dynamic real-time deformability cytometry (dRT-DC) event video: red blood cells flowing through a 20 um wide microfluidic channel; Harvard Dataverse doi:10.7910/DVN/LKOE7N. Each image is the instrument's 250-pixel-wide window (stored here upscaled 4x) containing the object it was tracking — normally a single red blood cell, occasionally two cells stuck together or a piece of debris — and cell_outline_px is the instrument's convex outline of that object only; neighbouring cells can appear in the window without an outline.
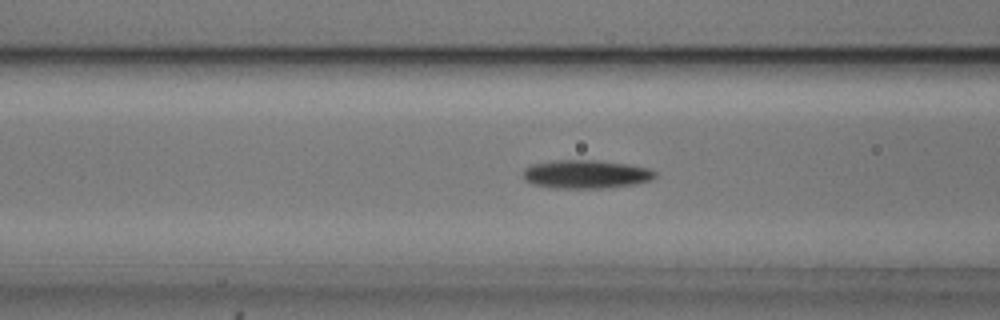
{"species": "common noctule bat (a hibernating species)", "species_latin": "Nyctalus noctula", "temperature_condition": "cold", "stored_images_in_passage": 54, "camera_frame_rate_fps": 3000, "um_per_image_px": 0.085, "animal": {"sex": "male", "body_mass_g": 20.5, "forearm_length_mm": 52.5}, "frame": {"image": 1, "passage_image": 21, "time_ms": 6.667, "image_size_px": [1000, 320], "cell_outline_px": [[656, 176], [652, 180], [636, 184], [604, 188], [552, 188], [532, 184], [524, 180], [524, 168], [528, 164], [556, 160], [596, 160], [628, 164], [648, 168], [656, 172]], "centroid_in_image_um": [49.78, 14.81], "position_along_channel_um": 116.8, "area_um2": 22.14}}
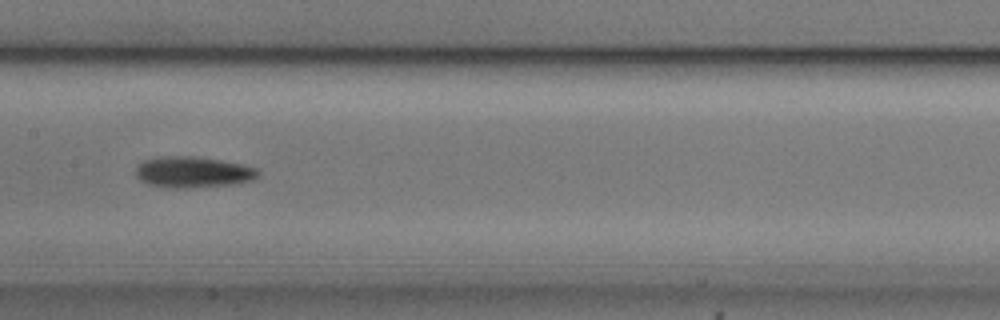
{"frame": {"image": 2, "passage_image": 27, "time_ms": 8.667, "image_size_px": [1000, 320], "cell_outline_px": [[260, 172], [252, 180], [236, 184], [192, 188], [168, 188], [148, 184], [140, 180], [136, 176], [136, 164], [152, 156], [200, 156], [240, 164], [256, 168]], "centroid_in_image_um": [16.34, 14.62], "position_along_channel_um": 191.1, "area_um2": 22.54}}
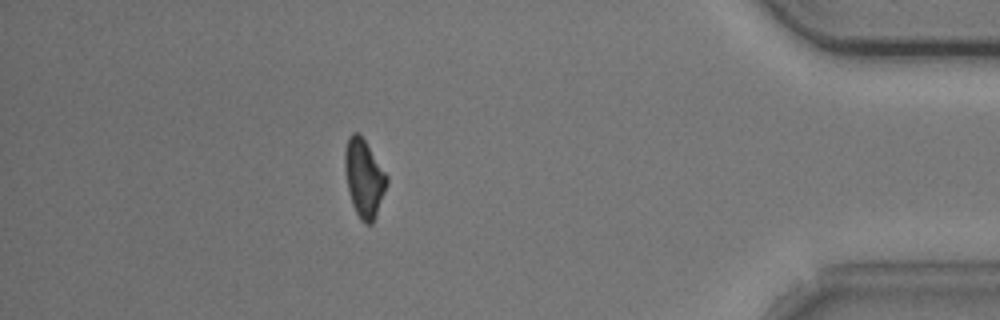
{"frame": {"image": 3, "passage_image": 48, "time_ms": 15.667, "image_size_px": [1000, 320], "cell_outline_px": [[388, 184], [376, 216], [372, 224], [364, 224], [360, 220], [352, 204], [348, 188], [344, 168], [344, 152], [348, 136], [352, 132], [356, 132], [364, 140], [388, 176]], "centroid_in_image_um": [30.94, 15.17], "position_along_channel_um": 404.3, "area_um2": 19.02}, "authors_computed_cell_mechanics": {"area_um2": 20.1722, "velocity_mm_per_s": 3.692, "shape_relaxation_time_tau1_ms": 3.0872, "shape_relaxation_time_tau2_ms": null, "deformation_change_tau1": 0.1284, "deformation_change_tau2": null}}